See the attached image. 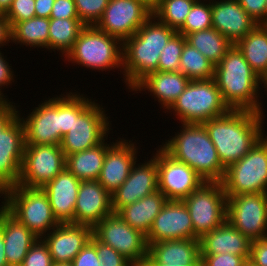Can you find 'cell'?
<instances>
[{
	"mask_svg": "<svg viewBox=\"0 0 267 266\" xmlns=\"http://www.w3.org/2000/svg\"><path fill=\"white\" fill-rule=\"evenodd\" d=\"M263 117L250 110L230 109L225 115L202 123L225 168L245 156L264 136Z\"/></svg>",
	"mask_w": 267,
	"mask_h": 266,
	"instance_id": "cell-1",
	"label": "cell"
},
{
	"mask_svg": "<svg viewBox=\"0 0 267 266\" xmlns=\"http://www.w3.org/2000/svg\"><path fill=\"white\" fill-rule=\"evenodd\" d=\"M177 115L181 124H202L225 115L230 109L224 103L214 79L190 80L184 92L168 109Z\"/></svg>",
	"mask_w": 267,
	"mask_h": 266,
	"instance_id": "cell-8",
	"label": "cell"
},
{
	"mask_svg": "<svg viewBox=\"0 0 267 266\" xmlns=\"http://www.w3.org/2000/svg\"><path fill=\"white\" fill-rule=\"evenodd\" d=\"M186 41L197 49L214 66H216L227 51L232 47V43L214 28L187 34Z\"/></svg>",
	"mask_w": 267,
	"mask_h": 266,
	"instance_id": "cell-32",
	"label": "cell"
},
{
	"mask_svg": "<svg viewBox=\"0 0 267 266\" xmlns=\"http://www.w3.org/2000/svg\"><path fill=\"white\" fill-rule=\"evenodd\" d=\"M189 82L190 80L180 71H156L148 74L132 91L148 90L154 95V99H158V102L163 106L162 108L167 109L168 112V109L184 92Z\"/></svg>",
	"mask_w": 267,
	"mask_h": 266,
	"instance_id": "cell-28",
	"label": "cell"
},
{
	"mask_svg": "<svg viewBox=\"0 0 267 266\" xmlns=\"http://www.w3.org/2000/svg\"><path fill=\"white\" fill-rule=\"evenodd\" d=\"M11 28L17 23L36 16L35 0H13L11 7L5 14Z\"/></svg>",
	"mask_w": 267,
	"mask_h": 266,
	"instance_id": "cell-42",
	"label": "cell"
},
{
	"mask_svg": "<svg viewBox=\"0 0 267 266\" xmlns=\"http://www.w3.org/2000/svg\"><path fill=\"white\" fill-rule=\"evenodd\" d=\"M211 10L212 28L224 35L233 45L258 25L237 0H211Z\"/></svg>",
	"mask_w": 267,
	"mask_h": 266,
	"instance_id": "cell-22",
	"label": "cell"
},
{
	"mask_svg": "<svg viewBox=\"0 0 267 266\" xmlns=\"http://www.w3.org/2000/svg\"><path fill=\"white\" fill-rule=\"evenodd\" d=\"M236 46L250 67L265 82L267 80V27L258 24Z\"/></svg>",
	"mask_w": 267,
	"mask_h": 266,
	"instance_id": "cell-31",
	"label": "cell"
},
{
	"mask_svg": "<svg viewBox=\"0 0 267 266\" xmlns=\"http://www.w3.org/2000/svg\"><path fill=\"white\" fill-rule=\"evenodd\" d=\"M53 266H73L72 263H54Z\"/></svg>",
	"mask_w": 267,
	"mask_h": 266,
	"instance_id": "cell-56",
	"label": "cell"
},
{
	"mask_svg": "<svg viewBox=\"0 0 267 266\" xmlns=\"http://www.w3.org/2000/svg\"><path fill=\"white\" fill-rule=\"evenodd\" d=\"M66 168L60 145L25 144L19 186L42 188Z\"/></svg>",
	"mask_w": 267,
	"mask_h": 266,
	"instance_id": "cell-12",
	"label": "cell"
},
{
	"mask_svg": "<svg viewBox=\"0 0 267 266\" xmlns=\"http://www.w3.org/2000/svg\"><path fill=\"white\" fill-rule=\"evenodd\" d=\"M90 242L96 247L99 257V266H134L112 247L98 241L93 235Z\"/></svg>",
	"mask_w": 267,
	"mask_h": 266,
	"instance_id": "cell-40",
	"label": "cell"
},
{
	"mask_svg": "<svg viewBox=\"0 0 267 266\" xmlns=\"http://www.w3.org/2000/svg\"><path fill=\"white\" fill-rule=\"evenodd\" d=\"M266 22H267V2H266Z\"/></svg>",
	"mask_w": 267,
	"mask_h": 266,
	"instance_id": "cell-59",
	"label": "cell"
},
{
	"mask_svg": "<svg viewBox=\"0 0 267 266\" xmlns=\"http://www.w3.org/2000/svg\"><path fill=\"white\" fill-rule=\"evenodd\" d=\"M142 165L134 163L128 178L111 194V208L118 212L122 207L130 205L158 190L157 160L153 156Z\"/></svg>",
	"mask_w": 267,
	"mask_h": 266,
	"instance_id": "cell-19",
	"label": "cell"
},
{
	"mask_svg": "<svg viewBox=\"0 0 267 266\" xmlns=\"http://www.w3.org/2000/svg\"><path fill=\"white\" fill-rule=\"evenodd\" d=\"M153 156L157 160L158 190L167 200L183 201L206 182L190 166L175 160L161 147Z\"/></svg>",
	"mask_w": 267,
	"mask_h": 266,
	"instance_id": "cell-15",
	"label": "cell"
},
{
	"mask_svg": "<svg viewBox=\"0 0 267 266\" xmlns=\"http://www.w3.org/2000/svg\"><path fill=\"white\" fill-rule=\"evenodd\" d=\"M199 242L200 255L225 253L250 255L252 241L226 221L218 228L204 234Z\"/></svg>",
	"mask_w": 267,
	"mask_h": 266,
	"instance_id": "cell-27",
	"label": "cell"
},
{
	"mask_svg": "<svg viewBox=\"0 0 267 266\" xmlns=\"http://www.w3.org/2000/svg\"><path fill=\"white\" fill-rule=\"evenodd\" d=\"M50 19H79L74 0H55Z\"/></svg>",
	"mask_w": 267,
	"mask_h": 266,
	"instance_id": "cell-46",
	"label": "cell"
},
{
	"mask_svg": "<svg viewBox=\"0 0 267 266\" xmlns=\"http://www.w3.org/2000/svg\"><path fill=\"white\" fill-rule=\"evenodd\" d=\"M152 9L160 2V0H143Z\"/></svg>",
	"mask_w": 267,
	"mask_h": 266,
	"instance_id": "cell-55",
	"label": "cell"
},
{
	"mask_svg": "<svg viewBox=\"0 0 267 266\" xmlns=\"http://www.w3.org/2000/svg\"><path fill=\"white\" fill-rule=\"evenodd\" d=\"M214 65L187 42L180 57L179 71L189 80H209L214 77Z\"/></svg>",
	"mask_w": 267,
	"mask_h": 266,
	"instance_id": "cell-35",
	"label": "cell"
},
{
	"mask_svg": "<svg viewBox=\"0 0 267 266\" xmlns=\"http://www.w3.org/2000/svg\"><path fill=\"white\" fill-rule=\"evenodd\" d=\"M81 95L73 92V124L60 143L66 157L97 146L107 140L109 134V118L105 110Z\"/></svg>",
	"mask_w": 267,
	"mask_h": 266,
	"instance_id": "cell-5",
	"label": "cell"
},
{
	"mask_svg": "<svg viewBox=\"0 0 267 266\" xmlns=\"http://www.w3.org/2000/svg\"><path fill=\"white\" fill-rule=\"evenodd\" d=\"M183 201L198 239L227 221V196L221 182H204Z\"/></svg>",
	"mask_w": 267,
	"mask_h": 266,
	"instance_id": "cell-10",
	"label": "cell"
},
{
	"mask_svg": "<svg viewBox=\"0 0 267 266\" xmlns=\"http://www.w3.org/2000/svg\"><path fill=\"white\" fill-rule=\"evenodd\" d=\"M112 212L111 194L98 180L81 181L74 211V224L93 228Z\"/></svg>",
	"mask_w": 267,
	"mask_h": 266,
	"instance_id": "cell-21",
	"label": "cell"
},
{
	"mask_svg": "<svg viewBox=\"0 0 267 266\" xmlns=\"http://www.w3.org/2000/svg\"><path fill=\"white\" fill-rule=\"evenodd\" d=\"M264 88L267 87V80L265 81L264 85H263ZM267 89V88H266Z\"/></svg>",
	"mask_w": 267,
	"mask_h": 266,
	"instance_id": "cell-57",
	"label": "cell"
},
{
	"mask_svg": "<svg viewBox=\"0 0 267 266\" xmlns=\"http://www.w3.org/2000/svg\"><path fill=\"white\" fill-rule=\"evenodd\" d=\"M240 6L258 24L266 23V2L267 0H237Z\"/></svg>",
	"mask_w": 267,
	"mask_h": 266,
	"instance_id": "cell-45",
	"label": "cell"
},
{
	"mask_svg": "<svg viewBox=\"0 0 267 266\" xmlns=\"http://www.w3.org/2000/svg\"><path fill=\"white\" fill-rule=\"evenodd\" d=\"M213 79L229 109L250 110L264 114L258 92L265 82L250 67L236 45H232L214 67Z\"/></svg>",
	"mask_w": 267,
	"mask_h": 266,
	"instance_id": "cell-3",
	"label": "cell"
},
{
	"mask_svg": "<svg viewBox=\"0 0 267 266\" xmlns=\"http://www.w3.org/2000/svg\"><path fill=\"white\" fill-rule=\"evenodd\" d=\"M91 236L90 226L60 223L41 239L47 245L54 263H72Z\"/></svg>",
	"mask_w": 267,
	"mask_h": 266,
	"instance_id": "cell-20",
	"label": "cell"
},
{
	"mask_svg": "<svg viewBox=\"0 0 267 266\" xmlns=\"http://www.w3.org/2000/svg\"><path fill=\"white\" fill-rule=\"evenodd\" d=\"M19 115L0 133V194L16 186L25 148V128Z\"/></svg>",
	"mask_w": 267,
	"mask_h": 266,
	"instance_id": "cell-16",
	"label": "cell"
},
{
	"mask_svg": "<svg viewBox=\"0 0 267 266\" xmlns=\"http://www.w3.org/2000/svg\"><path fill=\"white\" fill-rule=\"evenodd\" d=\"M11 26L5 14L0 13V47L11 42Z\"/></svg>",
	"mask_w": 267,
	"mask_h": 266,
	"instance_id": "cell-51",
	"label": "cell"
},
{
	"mask_svg": "<svg viewBox=\"0 0 267 266\" xmlns=\"http://www.w3.org/2000/svg\"><path fill=\"white\" fill-rule=\"evenodd\" d=\"M13 0H0V13L6 14L12 5Z\"/></svg>",
	"mask_w": 267,
	"mask_h": 266,
	"instance_id": "cell-54",
	"label": "cell"
},
{
	"mask_svg": "<svg viewBox=\"0 0 267 266\" xmlns=\"http://www.w3.org/2000/svg\"><path fill=\"white\" fill-rule=\"evenodd\" d=\"M60 96L61 138L68 133L73 124V93Z\"/></svg>",
	"mask_w": 267,
	"mask_h": 266,
	"instance_id": "cell-44",
	"label": "cell"
},
{
	"mask_svg": "<svg viewBox=\"0 0 267 266\" xmlns=\"http://www.w3.org/2000/svg\"><path fill=\"white\" fill-rule=\"evenodd\" d=\"M1 196L4 197L2 206L38 238L60 224L54 217L48 196L42 188L16 185L6 189Z\"/></svg>",
	"mask_w": 267,
	"mask_h": 266,
	"instance_id": "cell-6",
	"label": "cell"
},
{
	"mask_svg": "<svg viewBox=\"0 0 267 266\" xmlns=\"http://www.w3.org/2000/svg\"><path fill=\"white\" fill-rule=\"evenodd\" d=\"M0 226L9 266H20L38 237L13 217L1 204Z\"/></svg>",
	"mask_w": 267,
	"mask_h": 266,
	"instance_id": "cell-26",
	"label": "cell"
},
{
	"mask_svg": "<svg viewBox=\"0 0 267 266\" xmlns=\"http://www.w3.org/2000/svg\"><path fill=\"white\" fill-rule=\"evenodd\" d=\"M199 239H173L151 243L144 265L200 266Z\"/></svg>",
	"mask_w": 267,
	"mask_h": 266,
	"instance_id": "cell-24",
	"label": "cell"
},
{
	"mask_svg": "<svg viewBox=\"0 0 267 266\" xmlns=\"http://www.w3.org/2000/svg\"><path fill=\"white\" fill-rule=\"evenodd\" d=\"M166 196L159 190L142 199L122 207L117 213L132 228L147 236L155 217L167 202Z\"/></svg>",
	"mask_w": 267,
	"mask_h": 266,
	"instance_id": "cell-29",
	"label": "cell"
},
{
	"mask_svg": "<svg viewBox=\"0 0 267 266\" xmlns=\"http://www.w3.org/2000/svg\"><path fill=\"white\" fill-rule=\"evenodd\" d=\"M196 0H160L152 9L153 15L176 31L184 24Z\"/></svg>",
	"mask_w": 267,
	"mask_h": 266,
	"instance_id": "cell-36",
	"label": "cell"
},
{
	"mask_svg": "<svg viewBox=\"0 0 267 266\" xmlns=\"http://www.w3.org/2000/svg\"><path fill=\"white\" fill-rule=\"evenodd\" d=\"M73 266H99L96 247L89 241L72 261Z\"/></svg>",
	"mask_w": 267,
	"mask_h": 266,
	"instance_id": "cell-48",
	"label": "cell"
},
{
	"mask_svg": "<svg viewBox=\"0 0 267 266\" xmlns=\"http://www.w3.org/2000/svg\"><path fill=\"white\" fill-rule=\"evenodd\" d=\"M19 110L9 100L0 101V133L19 115Z\"/></svg>",
	"mask_w": 267,
	"mask_h": 266,
	"instance_id": "cell-49",
	"label": "cell"
},
{
	"mask_svg": "<svg viewBox=\"0 0 267 266\" xmlns=\"http://www.w3.org/2000/svg\"><path fill=\"white\" fill-rule=\"evenodd\" d=\"M0 266H9L6 260L4 239L1 226H0Z\"/></svg>",
	"mask_w": 267,
	"mask_h": 266,
	"instance_id": "cell-53",
	"label": "cell"
},
{
	"mask_svg": "<svg viewBox=\"0 0 267 266\" xmlns=\"http://www.w3.org/2000/svg\"><path fill=\"white\" fill-rule=\"evenodd\" d=\"M105 140L95 147L66 157V168L80 181L98 180L106 151L113 145Z\"/></svg>",
	"mask_w": 267,
	"mask_h": 266,
	"instance_id": "cell-30",
	"label": "cell"
},
{
	"mask_svg": "<svg viewBox=\"0 0 267 266\" xmlns=\"http://www.w3.org/2000/svg\"><path fill=\"white\" fill-rule=\"evenodd\" d=\"M227 221L251 241L267 237V193L227 196Z\"/></svg>",
	"mask_w": 267,
	"mask_h": 266,
	"instance_id": "cell-13",
	"label": "cell"
},
{
	"mask_svg": "<svg viewBox=\"0 0 267 266\" xmlns=\"http://www.w3.org/2000/svg\"><path fill=\"white\" fill-rule=\"evenodd\" d=\"M54 262L45 242L38 238L20 266H53Z\"/></svg>",
	"mask_w": 267,
	"mask_h": 266,
	"instance_id": "cell-41",
	"label": "cell"
},
{
	"mask_svg": "<svg viewBox=\"0 0 267 266\" xmlns=\"http://www.w3.org/2000/svg\"><path fill=\"white\" fill-rule=\"evenodd\" d=\"M81 181L67 168L42 189L46 192L54 217L59 223L74 224V211Z\"/></svg>",
	"mask_w": 267,
	"mask_h": 266,
	"instance_id": "cell-25",
	"label": "cell"
},
{
	"mask_svg": "<svg viewBox=\"0 0 267 266\" xmlns=\"http://www.w3.org/2000/svg\"><path fill=\"white\" fill-rule=\"evenodd\" d=\"M3 56L4 55L0 51V101L7 100V98H4L6 96H4V94L1 91L3 90L2 87H5V85L6 86L11 85L12 81L14 80L13 70H11L10 68L11 66H9V64L5 60V57Z\"/></svg>",
	"mask_w": 267,
	"mask_h": 266,
	"instance_id": "cell-50",
	"label": "cell"
},
{
	"mask_svg": "<svg viewBox=\"0 0 267 266\" xmlns=\"http://www.w3.org/2000/svg\"><path fill=\"white\" fill-rule=\"evenodd\" d=\"M77 15L86 25H96L103 15L109 0H74Z\"/></svg>",
	"mask_w": 267,
	"mask_h": 266,
	"instance_id": "cell-39",
	"label": "cell"
},
{
	"mask_svg": "<svg viewBox=\"0 0 267 266\" xmlns=\"http://www.w3.org/2000/svg\"><path fill=\"white\" fill-rule=\"evenodd\" d=\"M143 266H162V265H143ZM169 266V265H166Z\"/></svg>",
	"mask_w": 267,
	"mask_h": 266,
	"instance_id": "cell-58",
	"label": "cell"
},
{
	"mask_svg": "<svg viewBox=\"0 0 267 266\" xmlns=\"http://www.w3.org/2000/svg\"><path fill=\"white\" fill-rule=\"evenodd\" d=\"M106 151L98 182L110 193H114L128 178L137 162V146L132 141L120 139Z\"/></svg>",
	"mask_w": 267,
	"mask_h": 266,
	"instance_id": "cell-23",
	"label": "cell"
},
{
	"mask_svg": "<svg viewBox=\"0 0 267 266\" xmlns=\"http://www.w3.org/2000/svg\"><path fill=\"white\" fill-rule=\"evenodd\" d=\"M249 263L253 266H267V237L251 242Z\"/></svg>",
	"mask_w": 267,
	"mask_h": 266,
	"instance_id": "cell-47",
	"label": "cell"
},
{
	"mask_svg": "<svg viewBox=\"0 0 267 266\" xmlns=\"http://www.w3.org/2000/svg\"><path fill=\"white\" fill-rule=\"evenodd\" d=\"M122 50L123 43L118 38L91 25L83 28L65 58L92 70H122Z\"/></svg>",
	"mask_w": 267,
	"mask_h": 266,
	"instance_id": "cell-7",
	"label": "cell"
},
{
	"mask_svg": "<svg viewBox=\"0 0 267 266\" xmlns=\"http://www.w3.org/2000/svg\"><path fill=\"white\" fill-rule=\"evenodd\" d=\"M182 126L180 133L160 145L161 148L175 160L190 166L206 182H221L226 168L204 125L183 123Z\"/></svg>",
	"mask_w": 267,
	"mask_h": 266,
	"instance_id": "cell-4",
	"label": "cell"
},
{
	"mask_svg": "<svg viewBox=\"0 0 267 266\" xmlns=\"http://www.w3.org/2000/svg\"><path fill=\"white\" fill-rule=\"evenodd\" d=\"M85 26L80 19H50L49 50H60L66 56Z\"/></svg>",
	"mask_w": 267,
	"mask_h": 266,
	"instance_id": "cell-34",
	"label": "cell"
},
{
	"mask_svg": "<svg viewBox=\"0 0 267 266\" xmlns=\"http://www.w3.org/2000/svg\"><path fill=\"white\" fill-rule=\"evenodd\" d=\"M55 0H35V13L37 17L49 18Z\"/></svg>",
	"mask_w": 267,
	"mask_h": 266,
	"instance_id": "cell-52",
	"label": "cell"
},
{
	"mask_svg": "<svg viewBox=\"0 0 267 266\" xmlns=\"http://www.w3.org/2000/svg\"><path fill=\"white\" fill-rule=\"evenodd\" d=\"M186 37L176 32L167 42L159 57L158 71H179L180 57Z\"/></svg>",
	"mask_w": 267,
	"mask_h": 266,
	"instance_id": "cell-38",
	"label": "cell"
},
{
	"mask_svg": "<svg viewBox=\"0 0 267 266\" xmlns=\"http://www.w3.org/2000/svg\"><path fill=\"white\" fill-rule=\"evenodd\" d=\"M226 196L267 193V136L228 166L221 181Z\"/></svg>",
	"mask_w": 267,
	"mask_h": 266,
	"instance_id": "cell-9",
	"label": "cell"
},
{
	"mask_svg": "<svg viewBox=\"0 0 267 266\" xmlns=\"http://www.w3.org/2000/svg\"><path fill=\"white\" fill-rule=\"evenodd\" d=\"M250 255H234L230 253L217 255H200L201 266H246Z\"/></svg>",
	"mask_w": 267,
	"mask_h": 266,
	"instance_id": "cell-43",
	"label": "cell"
},
{
	"mask_svg": "<svg viewBox=\"0 0 267 266\" xmlns=\"http://www.w3.org/2000/svg\"><path fill=\"white\" fill-rule=\"evenodd\" d=\"M152 15V8L143 0H109L95 26L123 43Z\"/></svg>",
	"mask_w": 267,
	"mask_h": 266,
	"instance_id": "cell-14",
	"label": "cell"
},
{
	"mask_svg": "<svg viewBox=\"0 0 267 266\" xmlns=\"http://www.w3.org/2000/svg\"><path fill=\"white\" fill-rule=\"evenodd\" d=\"M21 120L25 128V144L60 145V97L45 100Z\"/></svg>",
	"mask_w": 267,
	"mask_h": 266,
	"instance_id": "cell-17",
	"label": "cell"
},
{
	"mask_svg": "<svg viewBox=\"0 0 267 266\" xmlns=\"http://www.w3.org/2000/svg\"><path fill=\"white\" fill-rule=\"evenodd\" d=\"M153 21V22H152ZM177 31L152 15L132 36L123 42L122 72L128 89L148 74L158 71L159 57Z\"/></svg>",
	"mask_w": 267,
	"mask_h": 266,
	"instance_id": "cell-2",
	"label": "cell"
},
{
	"mask_svg": "<svg viewBox=\"0 0 267 266\" xmlns=\"http://www.w3.org/2000/svg\"><path fill=\"white\" fill-rule=\"evenodd\" d=\"M246 266H253L252 264H250L249 262L246 264Z\"/></svg>",
	"mask_w": 267,
	"mask_h": 266,
	"instance_id": "cell-60",
	"label": "cell"
},
{
	"mask_svg": "<svg viewBox=\"0 0 267 266\" xmlns=\"http://www.w3.org/2000/svg\"><path fill=\"white\" fill-rule=\"evenodd\" d=\"M92 235L112 247L134 266H143L148 258L146 235L132 228L116 212H112L92 228Z\"/></svg>",
	"mask_w": 267,
	"mask_h": 266,
	"instance_id": "cell-11",
	"label": "cell"
},
{
	"mask_svg": "<svg viewBox=\"0 0 267 266\" xmlns=\"http://www.w3.org/2000/svg\"><path fill=\"white\" fill-rule=\"evenodd\" d=\"M207 4L196 0L191 7L184 24L177 30L179 34L186 36L193 32L212 28L211 0Z\"/></svg>",
	"mask_w": 267,
	"mask_h": 266,
	"instance_id": "cell-37",
	"label": "cell"
},
{
	"mask_svg": "<svg viewBox=\"0 0 267 266\" xmlns=\"http://www.w3.org/2000/svg\"><path fill=\"white\" fill-rule=\"evenodd\" d=\"M50 18L34 16L17 22L11 28V42L32 47L49 49Z\"/></svg>",
	"mask_w": 267,
	"mask_h": 266,
	"instance_id": "cell-33",
	"label": "cell"
},
{
	"mask_svg": "<svg viewBox=\"0 0 267 266\" xmlns=\"http://www.w3.org/2000/svg\"><path fill=\"white\" fill-rule=\"evenodd\" d=\"M173 239H198L188 209L181 200H168L165 203L146 236L148 246Z\"/></svg>",
	"mask_w": 267,
	"mask_h": 266,
	"instance_id": "cell-18",
	"label": "cell"
}]
</instances>
